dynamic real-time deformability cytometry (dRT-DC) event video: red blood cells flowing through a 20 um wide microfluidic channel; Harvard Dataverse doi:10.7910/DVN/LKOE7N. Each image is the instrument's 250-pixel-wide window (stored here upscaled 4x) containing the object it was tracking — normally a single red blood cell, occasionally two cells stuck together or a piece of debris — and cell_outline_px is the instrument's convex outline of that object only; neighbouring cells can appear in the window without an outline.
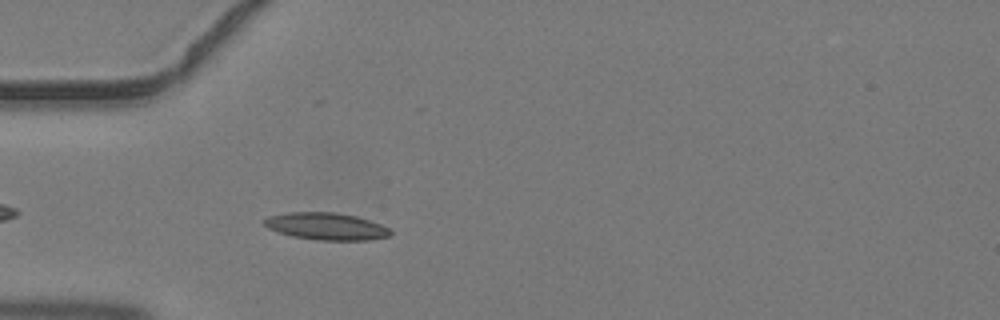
{"species": "common noctule bat (a hibernating species)", "species_latin": "Nyctalus noctula", "temperature_condition": "warm", "stored_images_in_passage": 30, "camera_frame_rate_fps": 3000, "um_per_image_px": 0.085, "animal": {"sex": "male", "body_mass_g": 19.2, "forearm_length_mm": 51.8}, "frame": {"image": 1, "passage_image": 3, "time_ms": 0.667, "image_size_px": [1000, 320], "cell_outline_px": [[392, 232], [388, 236], [368, 240], [320, 240], [292, 236], [276, 232], [268, 228], [260, 220], [268, 216], [288, 212], [336, 212], [356, 216], [380, 224], [388, 228]], "centroid_in_image_um": [27.67, 19.23], "position_along_channel_um": 57.3, "area_um2": 20.0}}
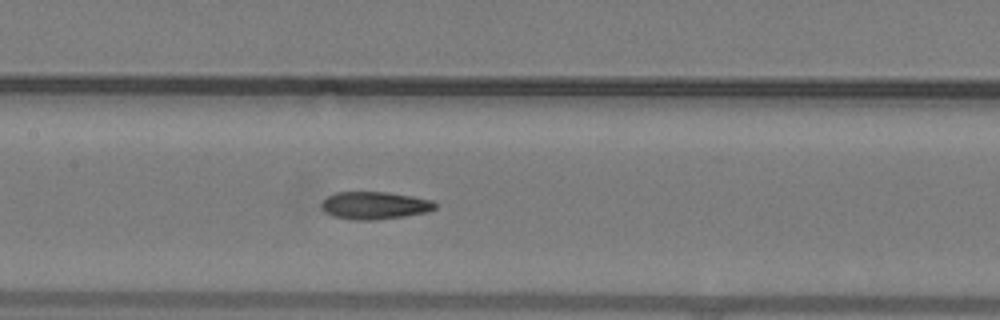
{"frame": {"image": 2, "passage_image": 11, "time_ms": 3.333, "image_size_px": [1000, 320], "cell_outline_px": [[436, 208], [428, 212], [404, 216], [376, 220], [352, 220], [332, 216], [324, 212], [320, 208], [320, 204], [328, 196], [336, 192], [388, 192], [412, 196], [432, 200], [436, 204]], "centroid_in_image_um": [31.82, 17.47], "position_along_channel_um": 175.6, "area_um2": 18.44}}
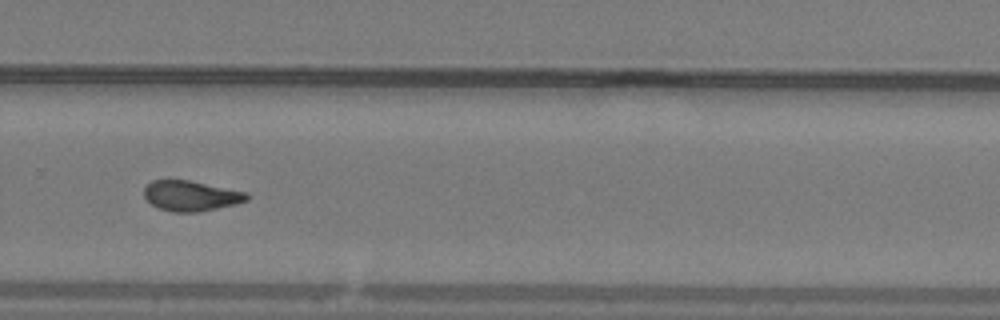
{"frame": {"image": 3, "passage_image": 20, "time_ms": 6.333, "image_size_px": [1000, 320], "cell_outline_px": [[248, 200], [236, 204], [200, 212], [172, 212], [160, 208], [152, 204], [144, 196], [144, 188], [152, 180], [188, 180], [248, 192]], "centroid_in_image_um": [16.25, 16.65], "position_along_channel_um": 313.6, "area_um2": 18.09}}